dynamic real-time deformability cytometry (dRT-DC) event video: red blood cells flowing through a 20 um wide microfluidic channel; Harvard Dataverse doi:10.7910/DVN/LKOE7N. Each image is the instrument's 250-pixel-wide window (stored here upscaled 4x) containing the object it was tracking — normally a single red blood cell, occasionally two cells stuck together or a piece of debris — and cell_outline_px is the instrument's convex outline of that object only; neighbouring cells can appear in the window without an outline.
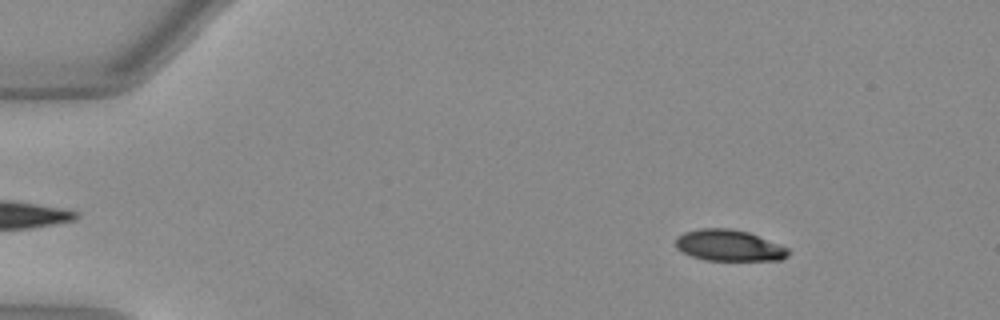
{"species": "Egyptian fruit bat (a non-hibernating species)", "species_latin": "Rousettus aegyptiacus", "temperature_condition": "warm", "stored_images_in_passage": 46, "camera_frame_rate_fps": 3000, "um_per_image_px": 0.085, "animal": {"sex": "female"}, "frame": {"image": 1, "passage_image": 2, "time_ms": 0.333, "image_size_px": [1000, 320], "cell_outline_px": [[788, 256], [780, 260], [704, 260], [692, 256], [676, 248], [676, 240], [684, 232], [700, 228], [728, 228], [748, 232], [780, 244], [788, 248]], "centroid_in_image_um": [61.98, 20.86], "position_along_channel_um": 23.0, "area_um2": 20.35}}
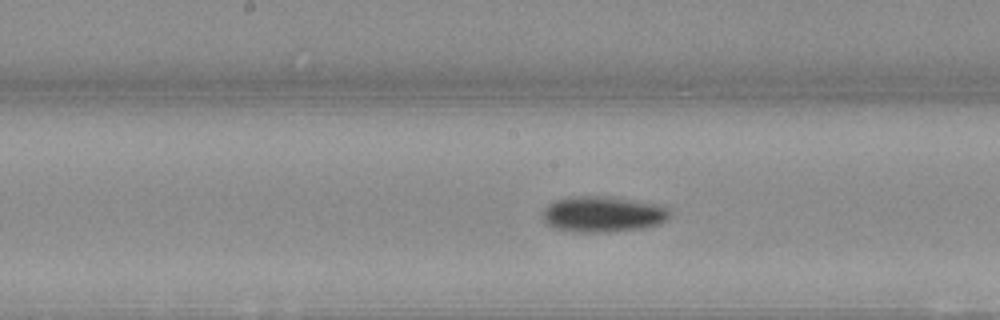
{"frame": {"image": 2, "passage_image": 22, "time_ms": 7.0, "image_size_px": [1000, 320], "cell_outline_px": [[668, 216], [660, 224], [640, 228], [604, 232], [580, 232], [552, 228], [544, 220], [544, 208], [548, 204], [556, 200], [572, 196], [608, 196], [656, 204], [668, 208]], "centroid_in_image_um": [51.2, 18.2], "position_along_channel_um": 197.0, "area_um2": 26.18}}
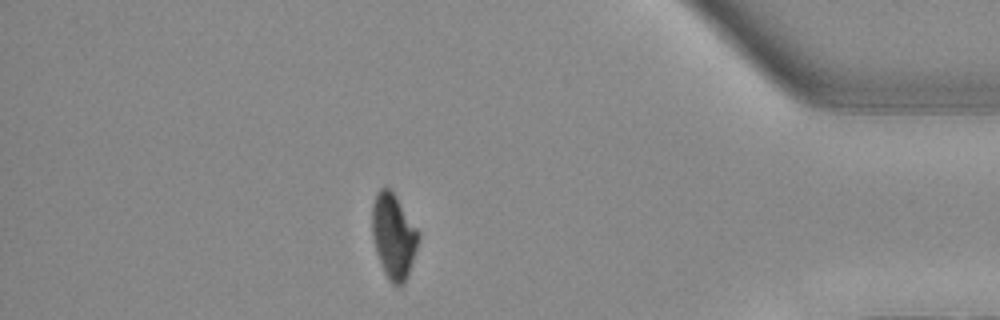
{"frame": {"image": 3, "passage_image": 40, "time_ms": 13.0, "image_size_px": [1000, 320], "cell_outline_px": [[420, 240], [408, 276], [400, 284], [392, 284], [388, 280], [384, 272], [376, 252], [372, 236], [372, 204], [376, 192], [380, 188], [388, 188], [396, 196], [420, 232]], "centroid_in_image_um": [33.46, 20.05], "position_along_channel_um": 401.7, "area_um2": 23.0}, "authors_computed_cell_mechanics": {"area_um2": 23.5535, "velocity_mm_per_s": 4.0076, "shape_relaxation_time_tau1_ms": 3.0925, "shape_relaxation_time_tau2_ms": 6.2035, "deformation_change_tau1": 0.1481, "deformation_change_tau2": 0.0858}}